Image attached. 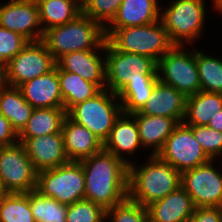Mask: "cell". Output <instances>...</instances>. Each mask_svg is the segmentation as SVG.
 I'll use <instances>...</instances> for the list:
<instances>
[{
  "instance_id": "836d02e7",
  "label": "cell",
  "mask_w": 222,
  "mask_h": 222,
  "mask_svg": "<svg viewBox=\"0 0 222 222\" xmlns=\"http://www.w3.org/2000/svg\"><path fill=\"white\" fill-rule=\"evenodd\" d=\"M106 210L92 201L83 199L68 205L66 222H103Z\"/></svg>"
},
{
  "instance_id": "484cf974",
  "label": "cell",
  "mask_w": 222,
  "mask_h": 222,
  "mask_svg": "<svg viewBox=\"0 0 222 222\" xmlns=\"http://www.w3.org/2000/svg\"><path fill=\"white\" fill-rule=\"evenodd\" d=\"M222 110V94L199 91L187 96L184 123L186 125H208L211 118Z\"/></svg>"
},
{
  "instance_id": "f546056e",
  "label": "cell",
  "mask_w": 222,
  "mask_h": 222,
  "mask_svg": "<svg viewBox=\"0 0 222 222\" xmlns=\"http://www.w3.org/2000/svg\"><path fill=\"white\" fill-rule=\"evenodd\" d=\"M196 64L198 68L201 91L222 94V54L208 53V50L197 48ZM201 49V50H200ZM215 54H217L215 56ZM219 55V56H218ZM221 55V56H220Z\"/></svg>"
},
{
  "instance_id": "4dcf8cb0",
  "label": "cell",
  "mask_w": 222,
  "mask_h": 222,
  "mask_svg": "<svg viewBox=\"0 0 222 222\" xmlns=\"http://www.w3.org/2000/svg\"><path fill=\"white\" fill-rule=\"evenodd\" d=\"M29 203L35 222H66L68 205L44 196L36 189L29 192Z\"/></svg>"
},
{
  "instance_id": "d6986e66",
  "label": "cell",
  "mask_w": 222,
  "mask_h": 222,
  "mask_svg": "<svg viewBox=\"0 0 222 222\" xmlns=\"http://www.w3.org/2000/svg\"><path fill=\"white\" fill-rule=\"evenodd\" d=\"M19 88L33 108L63 107L57 65L48 73L24 82Z\"/></svg>"
},
{
  "instance_id": "5b68a950",
  "label": "cell",
  "mask_w": 222,
  "mask_h": 222,
  "mask_svg": "<svg viewBox=\"0 0 222 222\" xmlns=\"http://www.w3.org/2000/svg\"><path fill=\"white\" fill-rule=\"evenodd\" d=\"M105 37L117 51L143 55L156 62L174 46L160 20L140 26L105 28Z\"/></svg>"
},
{
  "instance_id": "d4e9b609",
  "label": "cell",
  "mask_w": 222,
  "mask_h": 222,
  "mask_svg": "<svg viewBox=\"0 0 222 222\" xmlns=\"http://www.w3.org/2000/svg\"><path fill=\"white\" fill-rule=\"evenodd\" d=\"M67 112L63 107L34 108L27 124L18 133V138H32L62 131Z\"/></svg>"
},
{
  "instance_id": "1f68e13d",
  "label": "cell",
  "mask_w": 222,
  "mask_h": 222,
  "mask_svg": "<svg viewBox=\"0 0 222 222\" xmlns=\"http://www.w3.org/2000/svg\"><path fill=\"white\" fill-rule=\"evenodd\" d=\"M0 222H35L29 192L8 193L0 202Z\"/></svg>"
},
{
  "instance_id": "d6a6232c",
  "label": "cell",
  "mask_w": 222,
  "mask_h": 222,
  "mask_svg": "<svg viewBox=\"0 0 222 222\" xmlns=\"http://www.w3.org/2000/svg\"><path fill=\"white\" fill-rule=\"evenodd\" d=\"M108 222H150L146 207L131 201L128 197L106 210Z\"/></svg>"
},
{
  "instance_id": "9c48e42d",
  "label": "cell",
  "mask_w": 222,
  "mask_h": 222,
  "mask_svg": "<svg viewBox=\"0 0 222 222\" xmlns=\"http://www.w3.org/2000/svg\"><path fill=\"white\" fill-rule=\"evenodd\" d=\"M38 171L34 168L24 145L0 148V182L8 193H27L37 187Z\"/></svg>"
},
{
  "instance_id": "7c38bea8",
  "label": "cell",
  "mask_w": 222,
  "mask_h": 222,
  "mask_svg": "<svg viewBox=\"0 0 222 222\" xmlns=\"http://www.w3.org/2000/svg\"><path fill=\"white\" fill-rule=\"evenodd\" d=\"M221 167L219 161L210 160L181 173V187L190 195L195 207L222 208Z\"/></svg>"
},
{
  "instance_id": "ee69618b",
  "label": "cell",
  "mask_w": 222,
  "mask_h": 222,
  "mask_svg": "<svg viewBox=\"0 0 222 222\" xmlns=\"http://www.w3.org/2000/svg\"><path fill=\"white\" fill-rule=\"evenodd\" d=\"M75 1L83 9L91 0H75Z\"/></svg>"
},
{
  "instance_id": "44dd1931",
  "label": "cell",
  "mask_w": 222,
  "mask_h": 222,
  "mask_svg": "<svg viewBox=\"0 0 222 222\" xmlns=\"http://www.w3.org/2000/svg\"><path fill=\"white\" fill-rule=\"evenodd\" d=\"M146 208L150 222H188L196 207L190 195L180 186Z\"/></svg>"
},
{
  "instance_id": "30bf717a",
  "label": "cell",
  "mask_w": 222,
  "mask_h": 222,
  "mask_svg": "<svg viewBox=\"0 0 222 222\" xmlns=\"http://www.w3.org/2000/svg\"><path fill=\"white\" fill-rule=\"evenodd\" d=\"M56 67V60L41 41L28 44L4 66V81L10 86L19 87L26 81L46 74Z\"/></svg>"
},
{
  "instance_id": "e575fe53",
  "label": "cell",
  "mask_w": 222,
  "mask_h": 222,
  "mask_svg": "<svg viewBox=\"0 0 222 222\" xmlns=\"http://www.w3.org/2000/svg\"><path fill=\"white\" fill-rule=\"evenodd\" d=\"M200 143L203 151L211 160H218L222 155V132L210 128L207 125H188Z\"/></svg>"
},
{
  "instance_id": "4316f807",
  "label": "cell",
  "mask_w": 222,
  "mask_h": 222,
  "mask_svg": "<svg viewBox=\"0 0 222 222\" xmlns=\"http://www.w3.org/2000/svg\"><path fill=\"white\" fill-rule=\"evenodd\" d=\"M158 81L157 75H135L127 78V86L118 94L122 112L132 114L140 111Z\"/></svg>"
},
{
  "instance_id": "7402d4cb",
  "label": "cell",
  "mask_w": 222,
  "mask_h": 222,
  "mask_svg": "<svg viewBox=\"0 0 222 222\" xmlns=\"http://www.w3.org/2000/svg\"><path fill=\"white\" fill-rule=\"evenodd\" d=\"M138 125L139 138L143 150L150 155H157L162 149L167 137L179 124L175 119L164 116L141 114L139 111L131 114Z\"/></svg>"
},
{
  "instance_id": "74e56055",
  "label": "cell",
  "mask_w": 222,
  "mask_h": 222,
  "mask_svg": "<svg viewBox=\"0 0 222 222\" xmlns=\"http://www.w3.org/2000/svg\"><path fill=\"white\" fill-rule=\"evenodd\" d=\"M188 222H222V208L196 207Z\"/></svg>"
},
{
  "instance_id": "8d00e7d4",
  "label": "cell",
  "mask_w": 222,
  "mask_h": 222,
  "mask_svg": "<svg viewBox=\"0 0 222 222\" xmlns=\"http://www.w3.org/2000/svg\"><path fill=\"white\" fill-rule=\"evenodd\" d=\"M28 42L22 35L0 26V65L15 57Z\"/></svg>"
},
{
  "instance_id": "b9f144b4",
  "label": "cell",
  "mask_w": 222,
  "mask_h": 222,
  "mask_svg": "<svg viewBox=\"0 0 222 222\" xmlns=\"http://www.w3.org/2000/svg\"><path fill=\"white\" fill-rule=\"evenodd\" d=\"M5 85L4 81V68L0 65V90Z\"/></svg>"
},
{
  "instance_id": "4fadbf2b",
  "label": "cell",
  "mask_w": 222,
  "mask_h": 222,
  "mask_svg": "<svg viewBox=\"0 0 222 222\" xmlns=\"http://www.w3.org/2000/svg\"><path fill=\"white\" fill-rule=\"evenodd\" d=\"M157 156L180 173L211 160L196 140L192 129L184 122L179 123L167 137Z\"/></svg>"
},
{
  "instance_id": "ab89813d",
  "label": "cell",
  "mask_w": 222,
  "mask_h": 222,
  "mask_svg": "<svg viewBox=\"0 0 222 222\" xmlns=\"http://www.w3.org/2000/svg\"><path fill=\"white\" fill-rule=\"evenodd\" d=\"M207 126L219 132H222V110L219 111L215 117L211 118Z\"/></svg>"
},
{
  "instance_id": "8992f818",
  "label": "cell",
  "mask_w": 222,
  "mask_h": 222,
  "mask_svg": "<svg viewBox=\"0 0 222 222\" xmlns=\"http://www.w3.org/2000/svg\"><path fill=\"white\" fill-rule=\"evenodd\" d=\"M121 113L122 106L118 95L105 88L94 97L74 105L67 112V116L89 129L104 143Z\"/></svg>"
},
{
  "instance_id": "ffe728a7",
  "label": "cell",
  "mask_w": 222,
  "mask_h": 222,
  "mask_svg": "<svg viewBox=\"0 0 222 222\" xmlns=\"http://www.w3.org/2000/svg\"><path fill=\"white\" fill-rule=\"evenodd\" d=\"M62 134L65 153L69 161L79 162L104 149V143L99 138L68 116L63 121Z\"/></svg>"
},
{
  "instance_id": "7a4b0ae2",
  "label": "cell",
  "mask_w": 222,
  "mask_h": 222,
  "mask_svg": "<svg viewBox=\"0 0 222 222\" xmlns=\"http://www.w3.org/2000/svg\"><path fill=\"white\" fill-rule=\"evenodd\" d=\"M139 161L128 166V198L131 201L147 207L181 186V173L157 155L148 153Z\"/></svg>"
},
{
  "instance_id": "7bdbcfd3",
  "label": "cell",
  "mask_w": 222,
  "mask_h": 222,
  "mask_svg": "<svg viewBox=\"0 0 222 222\" xmlns=\"http://www.w3.org/2000/svg\"><path fill=\"white\" fill-rule=\"evenodd\" d=\"M7 194L8 192L4 189L3 185L0 182V202Z\"/></svg>"
},
{
  "instance_id": "60d3db41",
  "label": "cell",
  "mask_w": 222,
  "mask_h": 222,
  "mask_svg": "<svg viewBox=\"0 0 222 222\" xmlns=\"http://www.w3.org/2000/svg\"><path fill=\"white\" fill-rule=\"evenodd\" d=\"M214 14L219 15V19H222L220 18L222 17V0H214Z\"/></svg>"
},
{
  "instance_id": "83f0119b",
  "label": "cell",
  "mask_w": 222,
  "mask_h": 222,
  "mask_svg": "<svg viewBox=\"0 0 222 222\" xmlns=\"http://www.w3.org/2000/svg\"><path fill=\"white\" fill-rule=\"evenodd\" d=\"M60 91L63 96V108L68 112L74 105L94 97L101 89L78 74L61 70L58 67Z\"/></svg>"
},
{
  "instance_id": "ba28073f",
  "label": "cell",
  "mask_w": 222,
  "mask_h": 222,
  "mask_svg": "<svg viewBox=\"0 0 222 222\" xmlns=\"http://www.w3.org/2000/svg\"><path fill=\"white\" fill-rule=\"evenodd\" d=\"M36 190L66 205L83 200L85 176L81 163L70 161L56 168L39 171Z\"/></svg>"
},
{
  "instance_id": "6da1fadb",
  "label": "cell",
  "mask_w": 222,
  "mask_h": 222,
  "mask_svg": "<svg viewBox=\"0 0 222 222\" xmlns=\"http://www.w3.org/2000/svg\"><path fill=\"white\" fill-rule=\"evenodd\" d=\"M84 170V199L105 210L128 197V166L104 149L79 161Z\"/></svg>"
},
{
  "instance_id": "277c9868",
  "label": "cell",
  "mask_w": 222,
  "mask_h": 222,
  "mask_svg": "<svg viewBox=\"0 0 222 222\" xmlns=\"http://www.w3.org/2000/svg\"><path fill=\"white\" fill-rule=\"evenodd\" d=\"M42 41L57 61L67 53L99 49L106 42L105 29L82 12L66 24L46 30Z\"/></svg>"
},
{
  "instance_id": "ac0fdd59",
  "label": "cell",
  "mask_w": 222,
  "mask_h": 222,
  "mask_svg": "<svg viewBox=\"0 0 222 222\" xmlns=\"http://www.w3.org/2000/svg\"><path fill=\"white\" fill-rule=\"evenodd\" d=\"M186 98L182 92L158 80L146 104L139 112L172 118L181 123L185 118Z\"/></svg>"
},
{
  "instance_id": "5bb4252c",
  "label": "cell",
  "mask_w": 222,
  "mask_h": 222,
  "mask_svg": "<svg viewBox=\"0 0 222 222\" xmlns=\"http://www.w3.org/2000/svg\"><path fill=\"white\" fill-rule=\"evenodd\" d=\"M0 26L22 35L29 42L43 39L36 0H1Z\"/></svg>"
},
{
  "instance_id": "3957f363",
  "label": "cell",
  "mask_w": 222,
  "mask_h": 222,
  "mask_svg": "<svg viewBox=\"0 0 222 222\" xmlns=\"http://www.w3.org/2000/svg\"><path fill=\"white\" fill-rule=\"evenodd\" d=\"M209 1L210 4L207 0H164L165 4L161 1L160 21L174 45L198 46L197 41L208 39L204 35L210 23L207 17L214 12V0Z\"/></svg>"
},
{
  "instance_id": "9a60e30c",
  "label": "cell",
  "mask_w": 222,
  "mask_h": 222,
  "mask_svg": "<svg viewBox=\"0 0 222 222\" xmlns=\"http://www.w3.org/2000/svg\"><path fill=\"white\" fill-rule=\"evenodd\" d=\"M142 149L143 147L139 138V129L135 118L131 114L122 112L114 122L110 135L104 142V150L112 153L115 157L119 158L129 166L130 164L145 158L143 156L142 158H137L138 155L141 156V153L143 154L145 151Z\"/></svg>"
},
{
  "instance_id": "f6af8a7d",
  "label": "cell",
  "mask_w": 222,
  "mask_h": 222,
  "mask_svg": "<svg viewBox=\"0 0 222 222\" xmlns=\"http://www.w3.org/2000/svg\"><path fill=\"white\" fill-rule=\"evenodd\" d=\"M222 155L218 158V161H220V165H222Z\"/></svg>"
},
{
  "instance_id": "f1b7e54d",
  "label": "cell",
  "mask_w": 222,
  "mask_h": 222,
  "mask_svg": "<svg viewBox=\"0 0 222 222\" xmlns=\"http://www.w3.org/2000/svg\"><path fill=\"white\" fill-rule=\"evenodd\" d=\"M43 33L49 28L64 25L82 13L75 0H36Z\"/></svg>"
},
{
  "instance_id": "d590c367",
  "label": "cell",
  "mask_w": 222,
  "mask_h": 222,
  "mask_svg": "<svg viewBox=\"0 0 222 222\" xmlns=\"http://www.w3.org/2000/svg\"><path fill=\"white\" fill-rule=\"evenodd\" d=\"M121 2L122 0H91L82 12L105 29L116 16Z\"/></svg>"
},
{
  "instance_id": "e0dca14e",
  "label": "cell",
  "mask_w": 222,
  "mask_h": 222,
  "mask_svg": "<svg viewBox=\"0 0 222 222\" xmlns=\"http://www.w3.org/2000/svg\"><path fill=\"white\" fill-rule=\"evenodd\" d=\"M18 142L24 145L28 157L38 172L70 162L65 153L62 131L39 137L18 138Z\"/></svg>"
},
{
  "instance_id": "2e32d148",
  "label": "cell",
  "mask_w": 222,
  "mask_h": 222,
  "mask_svg": "<svg viewBox=\"0 0 222 222\" xmlns=\"http://www.w3.org/2000/svg\"><path fill=\"white\" fill-rule=\"evenodd\" d=\"M56 65L61 70L78 74L101 90L106 88L105 43L96 50L67 53L56 61Z\"/></svg>"
},
{
  "instance_id": "8fae6325",
  "label": "cell",
  "mask_w": 222,
  "mask_h": 222,
  "mask_svg": "<svg viewBox=\"0 0 222 222\" xmlns=\"http://www.w3.org/2000/svg\"><path fill=\"white\" fill-rule=\"evenodd\" d=\"M157 62L152 58L117 51L105 42L106 89L119 94L127 86V78L135 75H157Z\"/></svg>"
},
{
  "instance_id": "f35d334b",
  "label": "cell",
  "mask_w": 222,
  "mask_h": 222,
  "mask_svg": "<svg viewBox=\"0 0 222 222\" xmlns=\"http://www.w3.org/2000/svg\"><path fill=\"white\" fill-rule=\"evenodd\" d=\"M18 142V134L11 127L9 120L0 114V148Z\"/></svg>"
},
{
  "instance_id": "cb8c5ba5",
  "label": "cell",
  "mask_w": 222,
  "mask_h": 222,
  "mask_svg": "<svg viewBox=\"0 0 222 222\" xmlns=\"http://www.w3.org/2000/svg\"><path fill=\"white\" fill-rule=\"evenodd\" d=\"M34 108L24 99L19 87L5 84L0 90V114L17 134L27 124Z\"/></svg>"
},
{
  "instance_id": "52a82bcc",
  "label": "cell",
  "mask_w": 222,
  "mask_h": 222,
  "mask_svg": "<svg viewBox=\"0 0 222 222\" xmlns=\"http://www.w3.org/2000/svg\"><path fill=\"white\" fill-rule=\"evenodd\" d=\"M156 70L158 80L182 92L186 97L201 91L195 45H174L157 61Z\"/></svg>"
},
{
  "instance_id": "603a6c76",
  "label": "cell",
  "mask_w": 222,
  "mask_h": 222,
  "mask_svg": "<svg viewBox=\"0 0 222 222\" xmlns=\"http://www.w3.org/2000/svg\"><path fill=\"white\" fill-rule=\"evenodd\" d=\"M161 0H122L118 12L106 28H126L160 20Z\"/></svg>"
}]
</instances>
